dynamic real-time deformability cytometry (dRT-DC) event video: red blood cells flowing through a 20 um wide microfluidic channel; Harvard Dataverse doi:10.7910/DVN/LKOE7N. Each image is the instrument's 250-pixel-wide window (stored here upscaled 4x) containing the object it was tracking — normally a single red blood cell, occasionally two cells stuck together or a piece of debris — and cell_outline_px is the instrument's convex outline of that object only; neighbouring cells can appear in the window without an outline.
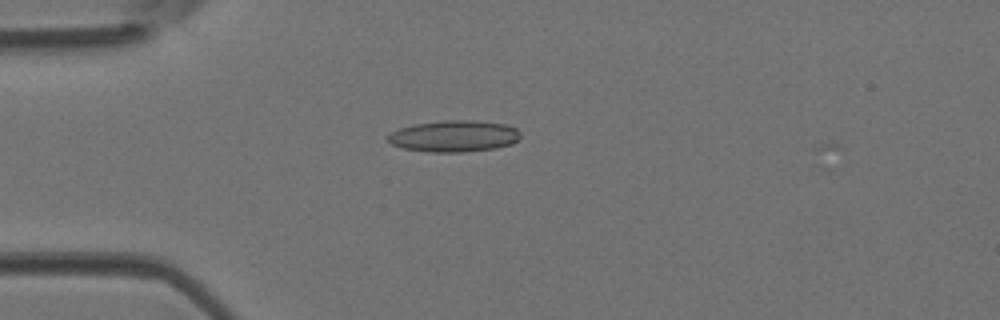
{"species": "Egyptian fruit bat (a non-hibernating species)", "species_latin": "Rousettus aegyptiacus", "temperature_condition": "room temperature", "stored_images_in_passage": 44, "camera_frame_rate_fps": 3000, "um_per_image_px": 0.085, "animal": {"sex": "female"}, "frame": {"image": 1, "passage_image": 12, "time_ms": 3.667, "image_size_px": [1000, 320], "cell_outline_px": [[520, 136], [512, 144], [496, 148], [460, 152], [428, 152], [400, 148], [392, 144], [388, 140], [388, 136], [392, 132], [400, 128], [412, 124], [444, 120], [472, 120], [504, 124], [516, 128], [520, 132]], "centroid_in_image_um": [38.58, 11.57], "position_along_channel_um": 46.4, "area_um2": 24.33}}
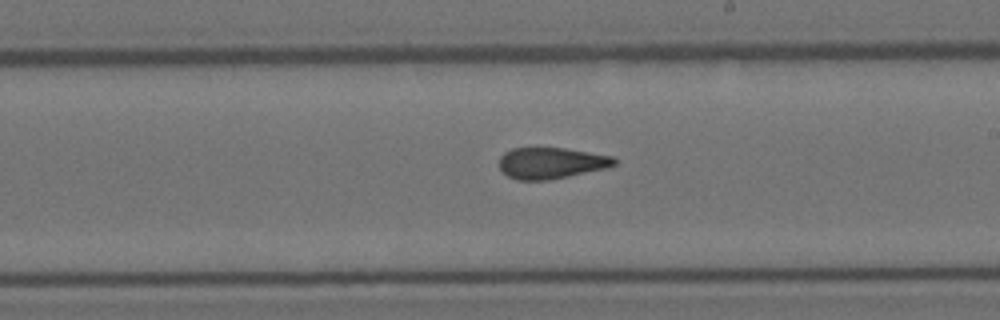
{"frame": {"image": 2, "passage_image": 26, "time_ms": 8.333, "image_size_px": [1000, 320], "cell_outline_px": [[616, 164], [608, 168], [548, 180], [516, 180], [508, 176], [500, 168], [500, 156], [504, 152], [512, 148], [564, 148], [612, 156], [616, 160]], "centroid_in_image_um": [46.84, 13.86], "position_along_channel_um": 242.2, "area_um2": 20.87}}
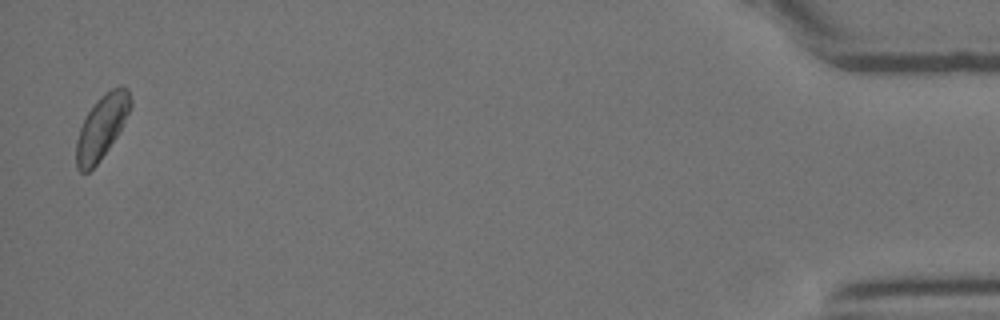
{"frame": {"image": 3, "passage_image": 43, "time_ms": 14.0, "image_size_px": [1000, 320], "cell_outline_px": [[132, 104], [116, 136], [100, 160], [88, 172], [80, 172], [76, 168], [76, 140], [80, 128], [88, 112], [100, 96], [112, 88], [120, 84], [128, 88], [132, 100]], "centroid_in_image_um": [8.64, 10.77], "position_along_channel_um": 426.6, "area_um2": 19.77}}